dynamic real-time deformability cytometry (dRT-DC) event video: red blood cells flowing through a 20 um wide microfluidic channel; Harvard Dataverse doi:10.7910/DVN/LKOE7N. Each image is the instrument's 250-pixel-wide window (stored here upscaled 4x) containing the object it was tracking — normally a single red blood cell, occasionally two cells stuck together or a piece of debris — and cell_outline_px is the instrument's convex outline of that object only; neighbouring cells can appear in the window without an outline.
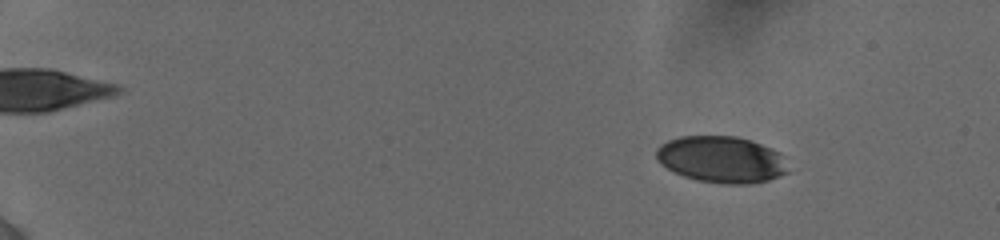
{"species": "human", "species_latin": "Homo sapiens", "temperature_condition": "cold", "stored_images_in_passage": 26, "camera_frame_rate_fps": 3000, "um_per_image_px": 0.085, "donor": {"sex": "female"}, "frame": {"image": 1, "passage_image": 2, "time_ms": 1.0, "image_size_px": [1000, 240], "cell_outline_px": [[788, 172], [780, 176], [768, 180], [748, 184], [728, 184], [696, 180], [672, 172], [660, 164], [656, 160], [656, 148], [660, 144], [668, 140], [680, 136], [736, 136], [752, 140], [772, 148], [780, 152]], "centroid_in_image_um": [61.28, 13.55], "position_along_channel_um": 23.7, "area_um2": 36.01}}
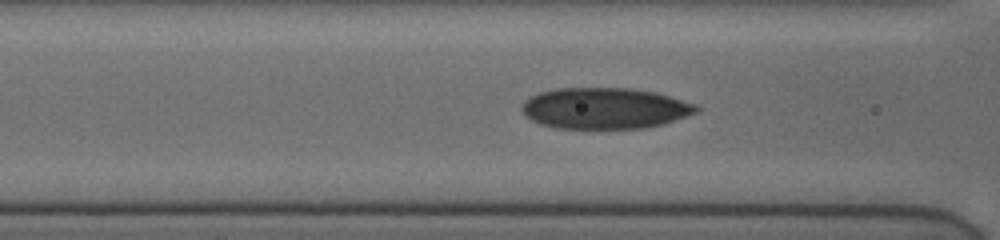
{"frame": {"image": 2, "passage_image": 16, "time_ms": 7.0, "image_size_px": [1000, 240], "cell_outline_px": [[700, 112], [664, 124], [644, 128], [592, 132], [552, 128], [540, 124], [532, 120], [520, 108], [524, 100], [528, 96], [540, 92], [556, 88], [628, 88], [656, 92], [696, 104], [700, 108]], "centroid_in_image_um": [51.4, 9.26], "position_along_channel_um": 115.2, "area_um2": 43.41}}
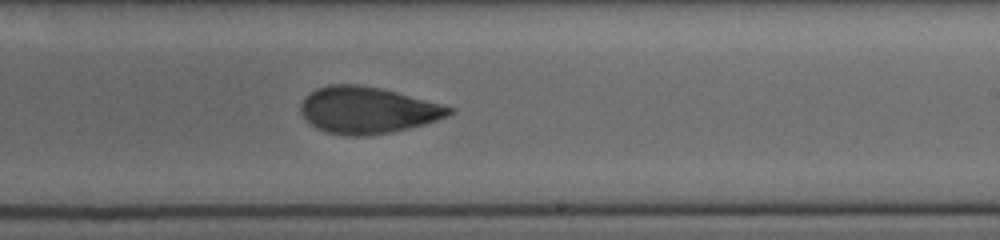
{"frame": {"image": 3, "passage_image": 26, "time_ms": 10.667, "image_size_px": [1000, 240], "cell_outline_px": [[456, 112], [448, 116], [424, 124], [392, 132], [364, 136], [344, 136], [324, 132], [316, 128], [304, 120], [300, 112], [300, 104], [304, 96], [316, 88], [328, 84], [356, 84], [380, 88], [444, 104], [456, 108]], "centroid_in_image_um": [31.21, 9.37], "position_along_channel_um": 257.8, "area_um2": 40.92}}